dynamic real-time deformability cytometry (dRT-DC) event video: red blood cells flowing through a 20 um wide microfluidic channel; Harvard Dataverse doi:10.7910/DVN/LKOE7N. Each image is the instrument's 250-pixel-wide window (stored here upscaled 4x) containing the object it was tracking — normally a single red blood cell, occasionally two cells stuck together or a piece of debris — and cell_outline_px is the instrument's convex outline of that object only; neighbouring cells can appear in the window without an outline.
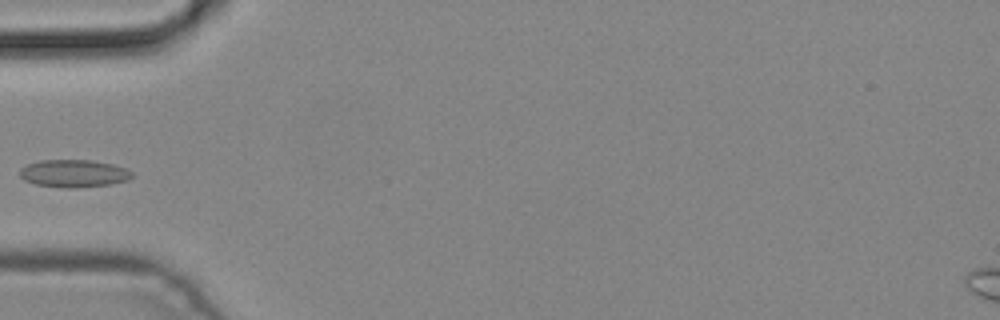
{"species": "common noctule bat (a hibernating species)", "species_latin": "Nyctalus noctula", "temperature_condition": "cold", "stored_images_in_passage": 5, "camera_frame_rate_fps": 3000, "um_per_image_px": 0.085, "animal": {"sex": "male", "body_mass_g": 19.2, "forearm_length_mm": 51.8}, "frame": {"image": 1, "passage_image": 5, "time_ms": 1.333, "image_size_px": [1000, 320], "cell_outline_px": [[132, 176], [128, 180], [112, 184], [76, 188], [64, 188], [36, 184], [24, 180], [20, 176], [20, 168], [28, 164], [40, 160], [92, 160], [112, 164], [124, 168], [132, 172]], "centroid_in_image_um": [6.26, 14.74], "position_along_channel_um": 78.7, "area_um2": 18.03}}